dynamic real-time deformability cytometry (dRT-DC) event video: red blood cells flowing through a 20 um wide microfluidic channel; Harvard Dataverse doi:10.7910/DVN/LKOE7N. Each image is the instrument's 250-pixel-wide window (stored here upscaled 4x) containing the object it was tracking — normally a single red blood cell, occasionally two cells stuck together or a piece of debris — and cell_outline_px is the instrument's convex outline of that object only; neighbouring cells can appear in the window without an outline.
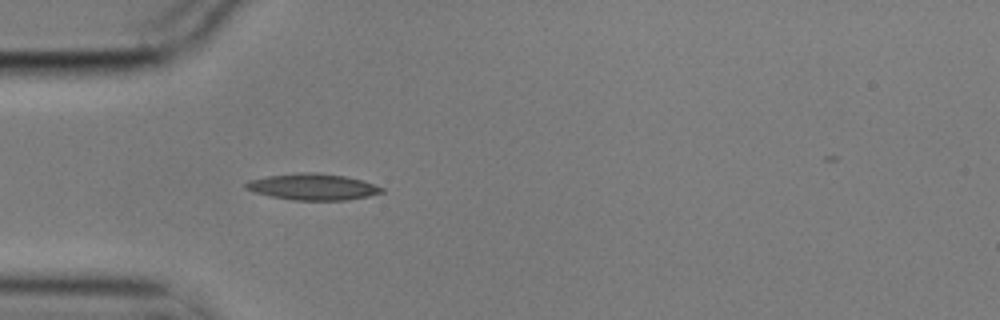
{"species": "common noctule bat (a hibernating species)", "species_latin": "Nyctalus noctula", "temperature_condition": "cold", "stored_images_in_passage": 2, "camera_frame_rate_fps": 3000, "um_per_image_px": 0.085, "animal": {"sex": "male", "body_mass_g": 17.9}, "frame": {"image": 1, "passage_image": 1, "time_ms": 0.0, "image_size_px": [1000, 320], "cell_outline_px": [[384, 192], [368, 196], [348, 200], [292, 200], [272, 196], [256, 192], [244, 188], [244, 184], [248, 180], [268, 176], [300, 172], [316, 172], [344, 176], [360, 180], [384, 188]], "centroid_in_image_um": [26.57, 15.88], "position_along_channel_um": 58.4, "area_um2": 20.69}}